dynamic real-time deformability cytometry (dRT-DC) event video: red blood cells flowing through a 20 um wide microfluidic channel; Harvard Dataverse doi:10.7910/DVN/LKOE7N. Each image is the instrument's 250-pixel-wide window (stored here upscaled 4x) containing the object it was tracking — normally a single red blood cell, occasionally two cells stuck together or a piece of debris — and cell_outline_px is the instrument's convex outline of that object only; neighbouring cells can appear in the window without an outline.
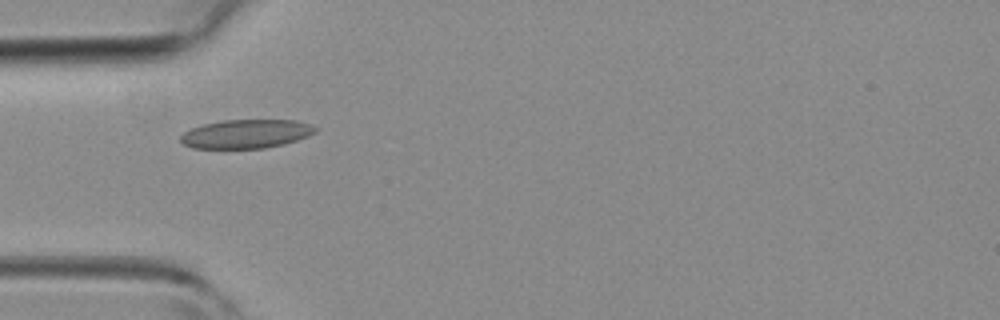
{"species": "common noctule bat (a hibernating species)", "species_latin": "Nyctalus noctula", "temperature_condition": "room temperature", "stored_images_in_passage": 4, "camera_frame_rate_fps": 3000, "um_per_image_px": 0.085, "animal": {"sex": "female", "body_mass_g": 19.3, "forearm_length_mm": 54.1}, "frame": {"image": 1, "passage_image": 1, "time_ms": 0.0, "image_size_px": [1000, 320], "cell_outline_px": [[316, 132], [308, 136], [284, 144], [264, 148], [192, 148], [184, 144], [180, 140], [180, 136], [184, 132], [192, 128], [204, 124], [224, 120], [296, 120], [308, 124], [316, 128]], "centroid_in_image_um": [20.91, 11.38], "position_along_channel_um": 64.1, "area_um2": 22.43}}
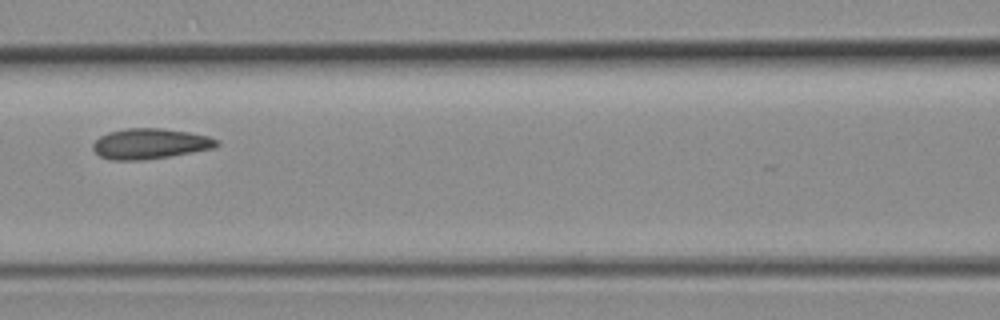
{"frame": {"image": 2, "passage_image": 3, "time_ms": 2.0, "image_size_px": [1000, 320], "cell_outline_px": [[220, 144], [216, 148], [144, 160], [112, 160], [100, 156], [92, 148], [92, 144], [100, 136], [108, 132], [124, 128], [160, 128], [188, 132], [208, 136], [220, 140]], "centroid_in_image_um": [12.77, 12.21], "position_along_channel_um": 153.8, "area_um2": 22.02}}
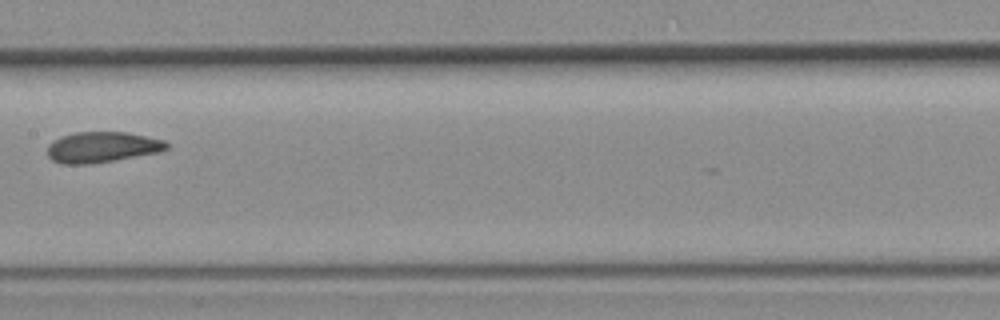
{"frame": {"image": 3, "passage_image": 4, "time_ms": 3.0, "image_size_px": [1000, 320], "cell_outline_px": [[168, 148], [160, 152], [88, 164], [64, 164], [52, 160], [48, 156], [48, 144], [52, 140], [60, 136], [76, 132], [128, 132], [164, 140], [168, 144]], "centroid_in_image_um": [8.65, 12.49], "position_along_channel_um": 198.7, "area_um2": 21.27}}